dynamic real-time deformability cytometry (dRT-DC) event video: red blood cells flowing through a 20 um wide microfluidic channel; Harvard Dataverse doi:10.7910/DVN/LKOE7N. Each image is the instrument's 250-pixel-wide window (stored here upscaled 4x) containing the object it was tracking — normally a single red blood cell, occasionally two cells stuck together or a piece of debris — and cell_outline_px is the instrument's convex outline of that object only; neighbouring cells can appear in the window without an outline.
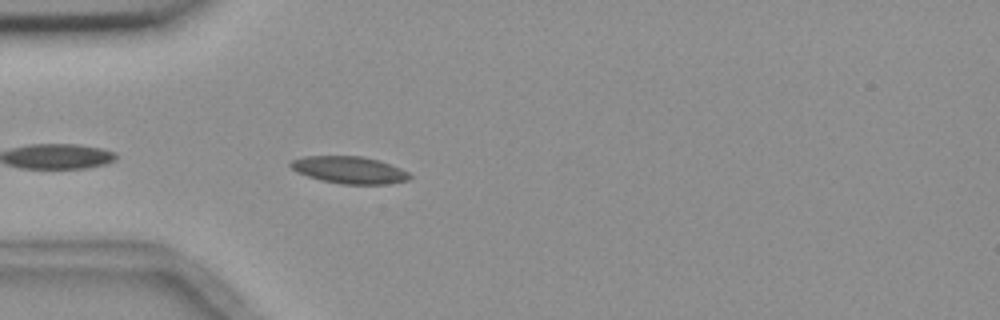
{"species": "common noctule bat (a hibernating species)", "species_latin": "Nyctalus noctula", "temperature_condition": "room temperature", "stored_images_in_passage": 4, "camera_frame_rate_fps": 3000, "um_per_image_px": 0.085, "animal": {"sex": "female", "body_mass_g": 18.4}, "frame": {"image": 1, "passage_image": 4, "time_ms": 4.333, "image_size_px": [1000, 320], "cell_outline_px": [[412, 176], [408, 180], [388, 184], [340, 184], [320, 180], [296, 172], [288, 164], [292, 160], [304, 156], [360, 156], [380, 160], [392, 164], [408, 172]], "centroid_in_image_um": [29.7, 14.44], "position_along_channel_um": 55.3, "area_um2": 18.96}}